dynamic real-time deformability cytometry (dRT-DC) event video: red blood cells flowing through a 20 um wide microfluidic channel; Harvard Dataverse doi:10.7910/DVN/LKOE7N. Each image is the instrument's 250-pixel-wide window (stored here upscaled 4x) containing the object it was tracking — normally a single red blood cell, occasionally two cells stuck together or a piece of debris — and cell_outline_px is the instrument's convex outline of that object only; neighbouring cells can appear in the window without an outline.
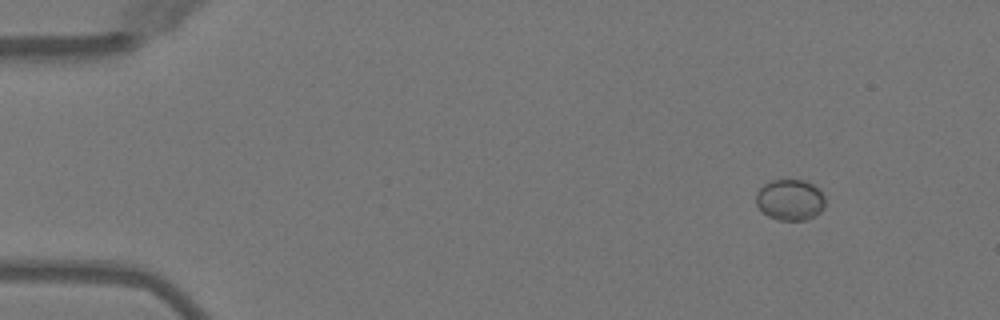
{"species": "Egyptian fruit bat (a non-hibernating species)", "species_latin": "Rousettus aegyptiacus", "temperature_condition": "warm", "stored_images_in_passage": 3, "camera_frame_rate_fps": 3000, "um_per_image_px": 0.085, "animal": {"sex": "female"}, "frame": {"image": 1, "passage_image": 1, "time_ms": 0.0, "image_size_px": [1000, 320], "cell_outline_px": [[824, 208], [816, 216], [804, 220], [776, 220], [768, 216], [756, 204], [756, 192], [764, 184], [772, 180], [804, 180], [820, 188], [824, 196]], "centroid_in_image_um": [67.17, 16.99], "position_along_channel_um": 17.8, "area_um2": 16.65}}